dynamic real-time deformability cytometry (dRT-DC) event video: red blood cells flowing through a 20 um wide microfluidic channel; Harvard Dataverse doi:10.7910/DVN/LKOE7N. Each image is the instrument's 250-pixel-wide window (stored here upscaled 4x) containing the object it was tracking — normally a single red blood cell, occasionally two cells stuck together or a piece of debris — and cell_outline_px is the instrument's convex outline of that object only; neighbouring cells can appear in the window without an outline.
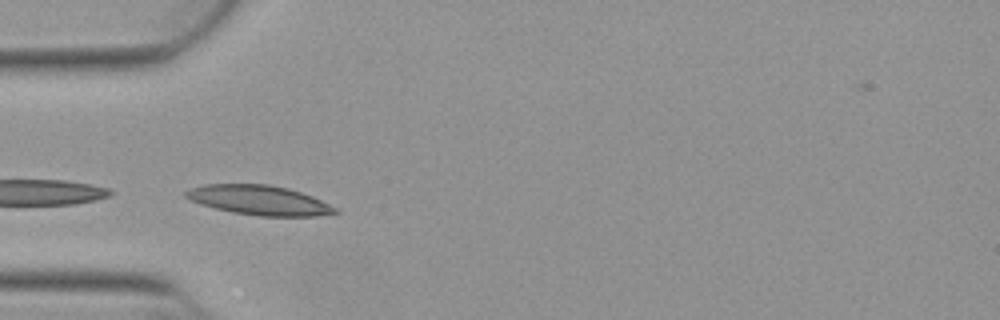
{"species": "Egyptian fruit bat (a non-hibernating species)", "species_latin": "Rousettus aegyptiacus", "temperature_condition": "warm", "stored_images_in_passage": 7, "camera_frame_rate_fps": 3000, "um_per_image_px": 0.085, "animal": {"sex": "female"}, "frame": {"image": 1, "passage_image": 2, "time_ms": 0.333, "image_size_px": [1000, 320], "cell_outline_px": [[340, 212], [316, 216], [256, 216], [232, 212], [200, 204], [184, 196], [184, 192], [192, 188], [204, 184], [268, 184], [288, 188], [312, 196], [336, 208]], "centroid_in_image_um": [22.02, 17.01], "position_along_channel_um": 63.0, "area_um2": 25.61}}